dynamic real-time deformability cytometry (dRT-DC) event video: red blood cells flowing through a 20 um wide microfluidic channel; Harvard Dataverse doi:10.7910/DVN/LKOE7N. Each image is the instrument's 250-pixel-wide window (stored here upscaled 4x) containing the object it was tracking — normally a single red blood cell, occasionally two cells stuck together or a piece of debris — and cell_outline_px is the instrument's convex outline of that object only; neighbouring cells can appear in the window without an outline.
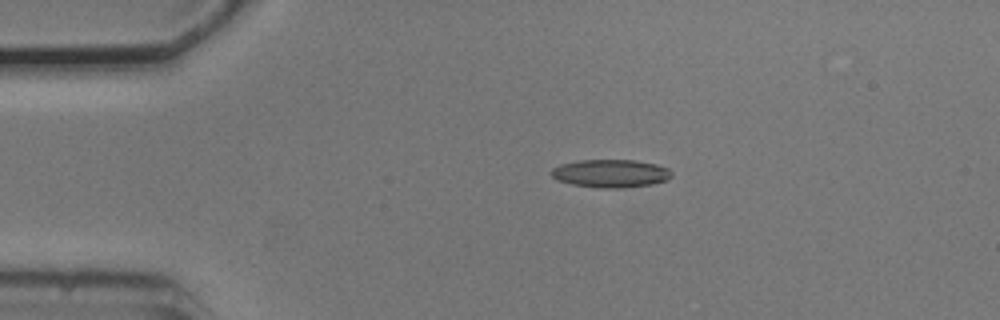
{"species": "common noctule bat (a hibernating species)", "species_latin": "Nyctalus noctula", "temperature_condition": "cold", "stored_images_in_passage": 22, "camera_frame_rate_fps": 3000, "um_per_image_px": 0.085, "animal": {"sex": "male", "body_mass_g": 20.5, "forearm_length_mm": 52.5}, "frame": {"image": 1, "passage_image": 1, "time_ms": 0.0, "image_size_px": [1000, 320], "cell_outline_px": [[672, 176], [668, 180], [652, 184], [624, 188], [600, 188], [572, 184], [556, 180], [552, 176], [552, 168], [560, 164], [580, 160], [636, 160], [656, 164], [668, 168], [672, 172]], "centroid_in_image_um": [51.93, 14.74], "position_along_channel_um": 33.1, "area_um2": 19.77}}
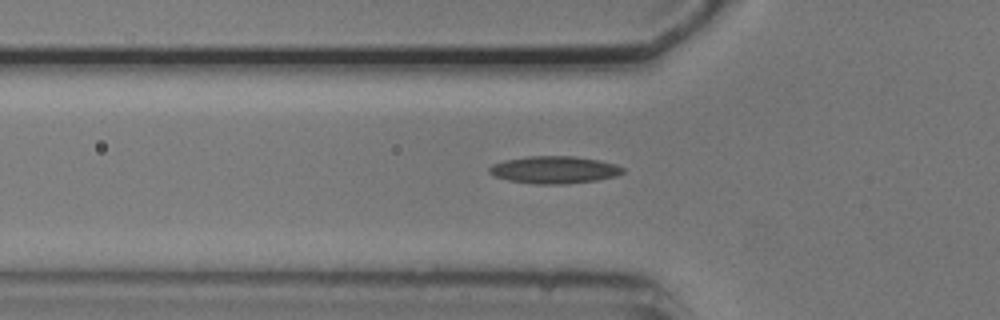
{"frame": {"image": 2, "passage_image": 8, "time_ms": 2.333, "image_size_px": [1000, 320], "cell_outline_px": [[624, 172], [616, 176], [596, 180], [564, 184], [536, 184], [508, 180], [496, 176], [488, 172], [488, 168], [492, 164], [504, 160], [528, 156], [576, 156], [600, 160], [616, 164], [624, 168]], "centroid_in_image_um": [47.12, 14.42], "position_along_channel_um": 78.7, "area_um2": 21.33}}
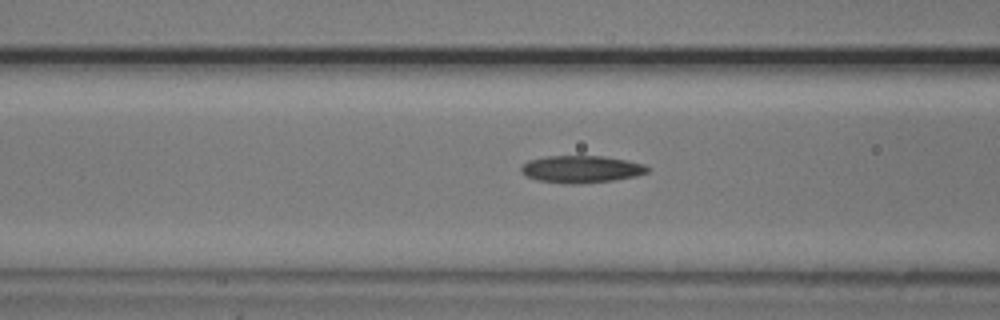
{"frame": {"image": 3, "passage_image": 11, "time_ms": 3.333, "image_size_px": [1000, 320], "cell_outline_px": [[652, 168], [648, 172], [636, 176], [612, 180], [580, 184], [564, 184], [536, 180], [520, 172], [520, 168], [528, 160], [548, 156], [604, 156], [644, 164]], "centroid_in_image_um": [49.41, 14.38], "position_along_channel_um": 117.2, "area_um2": 20.11}}